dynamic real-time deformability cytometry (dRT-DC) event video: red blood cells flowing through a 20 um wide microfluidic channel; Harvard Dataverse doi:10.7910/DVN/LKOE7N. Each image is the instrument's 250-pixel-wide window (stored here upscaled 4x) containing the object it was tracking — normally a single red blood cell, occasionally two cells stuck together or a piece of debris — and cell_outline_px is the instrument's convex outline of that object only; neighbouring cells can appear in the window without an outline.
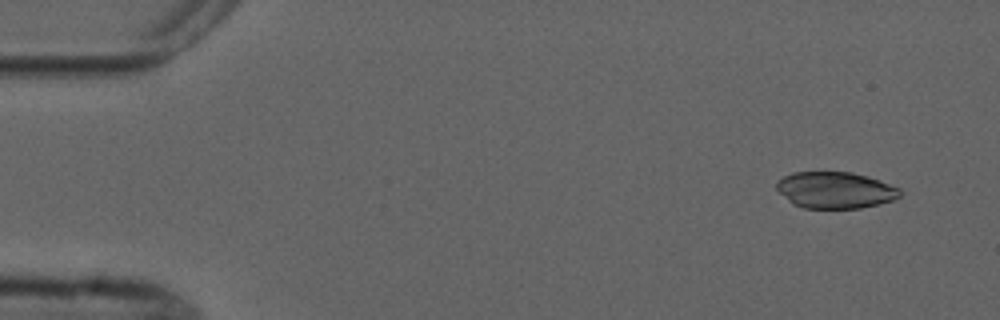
{"species": "common noctule bat (a hibernating species)", "species_latin": "Nyctalus noctula", "temperature_condition": "cold", "stored_images_in_passage": 4, "camera_frame_rate_fps": 3000, "um_per_image_px": 0.085, "animal": {"sex": "male", "forearm_length_mm": 52.5}, "frame": {"image": 1, "passage_image": 1, "time_ms": 0.0, "image_size_px": [1000, 320], "cell_outline_px": [[900, 196], [892, 200], [880, 204], [860, 208], [804, 208], [792, 204], [776, 188], [776, 180], [792, 172], [852, 172], [868, 176], [880, 180], [900, 188]], "centroid_in_image_um": [70.99, 16.15], "position_along_channel_um": 14.0, "area_um2": 26.36}}
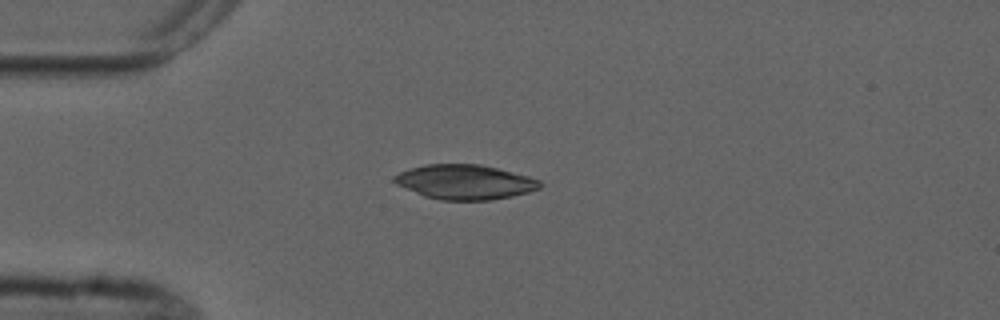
{"frame": {"image": 2, "passage_image": 4, "time_ms": 3.333, "image_size_px": [1000, 320], "cell_outline_px": [[544, 184], [540, 188], [528, 192], [512, 196], [488, 200], [440, 200], [424, 196], [396, 184], [392, 180], [392, 176], [408, 168], [424, 164], [480, 164], [528, 176], [540, 180]], "centroid_in_image_um": [39.49, 15.46], "position_along_channel_um": 45.5, "area_um2": 29.48}}